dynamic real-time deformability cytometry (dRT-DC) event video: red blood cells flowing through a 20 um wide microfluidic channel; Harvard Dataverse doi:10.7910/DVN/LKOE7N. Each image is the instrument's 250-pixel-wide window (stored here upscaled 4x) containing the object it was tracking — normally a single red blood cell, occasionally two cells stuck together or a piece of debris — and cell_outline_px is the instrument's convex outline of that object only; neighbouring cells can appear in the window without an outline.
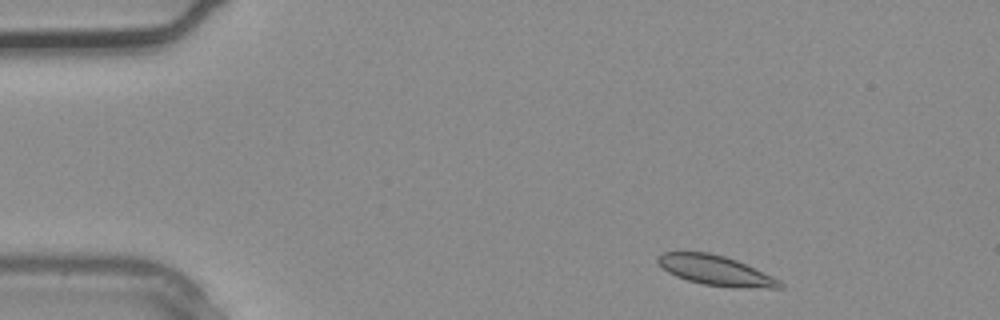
{"species": "common noctule bat (a hibernating species)", "species_latin": "Nyctalus noctula", "temperature_condition": "warm", "stored_images_in_passage": 2, "camera_frame_rate_fps": 3000, "um_per_image_px": 0.085, "animal": {"sex": "male", "body_mass_g": 20.4}, "frame": {"image": 1, "passage_image": 1, "time_ms": 0.0, "image_size_px": [1000, 320], "cell_outline_px": [[784, 288], [732, 288], [704, 284], [688, 280], [676, 276], [668, 272], [656, 260], [664, 252], [708, 252], [724, 256], [736, 260], [772, 276], [780, 280], [784, 284]], "centroid_in_image_um": [60.88, 23.01], "position_along_channel_um": 24.1, "area_um2": 21.1}}